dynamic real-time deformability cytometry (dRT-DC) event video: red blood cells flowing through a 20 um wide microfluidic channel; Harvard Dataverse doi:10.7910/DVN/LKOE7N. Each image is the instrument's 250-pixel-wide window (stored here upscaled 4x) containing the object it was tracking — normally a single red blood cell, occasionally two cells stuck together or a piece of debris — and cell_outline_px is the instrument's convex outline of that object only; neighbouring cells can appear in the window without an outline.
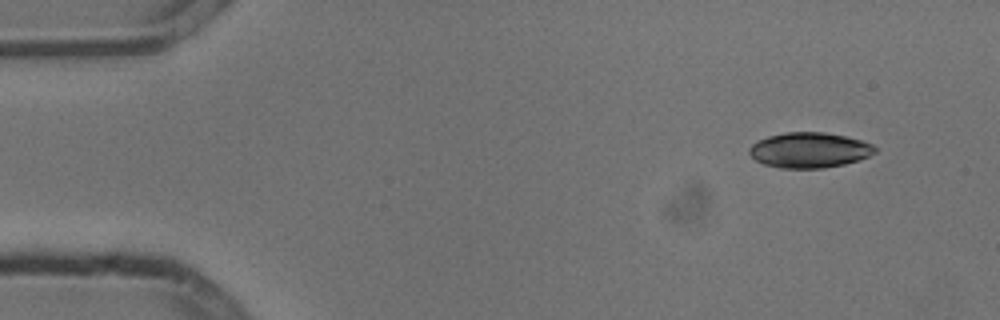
{"species": "common noctule bat (a hibernating species)", "species_latin": "Nyctalus noctula", "temperature_condition": "cold", "stored_images_in_passage": 3, "camera_frame_rate_fps": 3000, "um_per_image_px": 0.085, "animal": {"sex": "male", "body_mass_g": 13.3}, "frame": {"image": 1, "passage_image": 1, "time_ms": 0.0, "image_size_px": [1000, 320], "cell_outline_px": [[876, 152], [860, 160], [844, 164], [824, 168], [780, 168], [764, 164], [756, 160], [748, 152], [748, 148], [756, 140], [768, 136], [784, 132], [824, 132], [844, 136], [860, 140], [872, 144], [876, 148]], "centroid_in_image_um": [68.77, 12.76], "position_along_channel_um": 16.2, "area_um2": 25.95}}